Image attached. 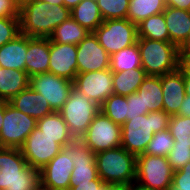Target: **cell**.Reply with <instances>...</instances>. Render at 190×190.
<instances>
[{
	"label": "cell",
	"mask_w": 190,
	"mask_h": 190,
	"mask_svg": "<svg viewBox=\"0 0 190 190\" xmlns=\"http://www.w3.org/2000/svg\"><path fill=\"white\" fill-rule=\"evenodd\" d=\"M70 17L71 10L63 4L30 1L20 6V33L31 38H49L54 29Z\"/></svg>",
	"instance_id": "obj_1"
},
{
	"label": "cell",
	"mask_w": 190,
	"mask_h": 190,
	"mask_svg": "<svg viewBox=\"0 0 190 190\" xmlns=\"http://www.w3.org/2000/svg\"><path fill=\"white\" fill-rule=\"evenodd\" d=\"M170 115L165 111L139 115L121 126V147L134 155L145 153L154 133L168 129Z\"/></svg>",
	"instance_id": "obj_2"
},
{
	"label": "cell",
	"mask_w": 190,
	"mask_h": 190,
	"mask_svg": "<svg viewBox=\"0 0 190 190\" xmlns=\"http://www.w3.org/2000/svg\"><path fill=\"white\" fill-rule=\"evenodd\" d=\"M40 170L27 164L20 148L0 149V190H37Z\"/></svg>",
	"instance_id": "obj_3"
},
{
	"label": "cell",
	"mask_w": 190,
	"mask_h": 190,
	"mask_svg": "<svg viewBox=\"0 0 190 190\" xmlns=\"http://www.w3.org/2000/svg\"><path fill=\"white\" fill-rule=\"evenodd\" d=\"M137 156L123 147L95 154L98 177L104 183L130 185L136 180Z\"/></svg>",
	"instance_id": "obj_4"
},
{
	"label": "cell",
	"mask_w": 190,
	"mask_h": 190,
	"mask_svg": "<svg viewBox=\"0 0 190 190\" xmlns=\"http://www.w3.org/2000/svg\"><path fill=\"white\" fill-rule=\"evenodd\" d=\"M142 68L147 75L162 76L179 68L180 50L169 41L138 38Z\"/></svg>",
	"instance_id": "obj_5"
},
{
	"label": "cell",
	"mask_w": 190,
	"mask_h": 190,
	"mask_svg": "<svg viewBox=\"0 0 190 190\" xmlns=\"http://www.w3.org/2000/svg\"><path fill=\"white\" fill-rule=\"evenodd\" d=\"M74 139L80 140L94 117L100 112V106L81 94L74 87L59 111Z\"/></svg>",
	"instance_id": "obj_6"
},
{
	"label": "cell",
	"mask_w": 190,
	"mask_h": 190,
	"mask_svg": "<svg viewBox=\"0 0 190 190\" xmlns=\"http://www.w3.org/2000/svg\"><path fill=\"white\" fill-rule=\"evenodd\" d=\"M93 33L109 55L138 41L137 25L127 18L104 20Z\"/></svg>",
	"instance_id": "obj_7"
},
{
	"label": "cell",
	"mask_w": 190,
	"mask_h": 190,
	"mask_svg": "<svg viewBox=\"0 0 190 190\" xmlns=\"http://www.w3.org/2000/svg\"><path fill=\"white\" fill-rule=\"evenodd\" d=\"M174 170L167 157L140 154L136 158V182L151 189L169 190Z\"/></svg>",
	"instance_id": "obj_8"
},
{
	"label": "cell",
	"mask_w": 190,
	"mask_h": 190,
	"mask_svg": "<svg viewBox=\"0 0 190 190\" xmlns=\"http://www.w3.org/2000/svg\"><path fill=\"white\" fill-rule=\"evenodd\" d=\"M94 154L121 147V125L114 123L101 111L94 117L80 139Z\"/></svg>",
	"instance_id": "obj_9"
},
{
	"label": "cell",
	"mask_w": 190,
	"mask_h": 190,
	"mask_svg": "<svg viewBox=\"0 0 190 190\" xmlns=\"http://www.w3.org/2000/svg\"><path fill=\"white\" fill-rule=\"evenodd\" d=\"M36 125L35 118L16 110L9 102L5 101L3 124L0 131L3 147L20 148Z\"/></svg>",
	"instance_id": "obj_10"
},
{
	"label": "cell",
	"mask_w": 190,
	"mask_h": 190,
	"mask_svg": "<svg viewBox=\"0 0 190 190\" xmlns=\"http://www.w3.org/2000/svg\"><path fill=\"white\" fill-rule=\"evenodd\" d=\"M59 138H52L35 127L20 147L27 164L41 170L60 151Z\"/></svg>",
	"instance_id": "obj_11"
},
{
	"label": "cell",
	"mask_w": 190,
	"mask_h": 190,
	"mask_svg": "<svg viewBox=\"0 0 190 190\" xmlns=\"http://www.w3.org/2000/svg\"><path fill=\"white\" fill-rule=\"evenodd\" d=\"M29 86L43 95L53 111L59 112L67 101L74 84L66 78L46 72L31 76Z\"/></svg>",
	"instance_id": "obj_12"
},
{
	"label": "cell",
	"mask_w": 190,
	"mask_h": 190,
	"mask_svg": "<svg viewBox=\"0 0 190 190\" xmlns=\"http://www.w3.org/2000/svg\"><path fill=\"white\" fill-rule=\"evenodd\" d=\"M74 88L101 106L113 94V72L108 68L102 71L77 73Z\"/></svg>",
	"instance_id": "obj_13"
},
{
	"label": "cell",
	"mask_w": 190,
	"mask_h": 190,
	"mask_svg": "<svg viewBox=\"0 0 190 190\" xmlns=\"http://www.w3.org/2000/svg\"><path fill=\"white\" fill-rule=\"evenodd\" d=\"M66 157L72 158L74 164L70 187L98 177L95 154L81 140L75 139L66 145Z\"/></svg>",
	"instance_id": "obj_14"
},
{
	"label": "cell",
	"mask_w": 190,
	"mask_h": 190,
	"mask_svg": "<svg viewBox=\"0 0 190 190\" xmlns=\"http://www.w3.org/2000/svg\"><path fill=\"white\" fill-rule=\"evenodd\" d=\"M72 158L66 157V146L40 170V186L48 190H69Z\"/></svg>",
	"instance_id": "obj_15"
},
{
	"label": "cell",
	"mask_w": 190,
	"mask_h": 190,
	"mask_svg": "<svg viewBox=\"0 0 190 190\" xmlns=\"http://www.w3.org/2000/svg\"><path fill=\"white\" fill-rule=\"evenodd\" d=\"M77 73L102 71L110 68V55L99 44L97 37L90 32L77 45Z\"/></svg>",
	"instance_id": "obj_16"
},
{
	"label": "cell",
	"mask_w": 190,
	"mask_h": 190,
	"mask_svg": "<svg viewBox=\"0 0 190 190\" xmlns=\"http://www.w3.org/2000/svg\"><path fill=\"white\" fill-rule=\"evenodd\" d=\"M77 46L73 44H60L50 41L49 71L74 81L77 75Z\"/></svg>",
	"instance_id": "obj_17"
},
{
	"label": "cell",
	"mask_w": 190,
	"mask_h": 190,
	"mask_svg": "<svg viewBox=\"0 0 190 190\" xmlns=\"http://www.w3.org/2000/svg\"><path fill=\"white\" fill-rule=\"evenodd\" d=\"M163 111L176 115L185 97L184 73L178 68L176 71L161 76Z\"/></svg>",
	"instance_id": "obj_18"
},
{
	"label": "cell",
	"mask_w": 190,
	"mask_h": 190,
	"mask_svg": "<svg viewBox=\"0 0 190 190\" xmlns=\"http://www.w3.org/2000/svg\"><path fill=\"white\" fill-rule=\"evenodd\" d=\"M25 71L29 77L49 71L50 39L27 36Z\"/></svg>",
	"instance_id": "obj_19"
},
{
	"label": "cell",
	"mask_w": 190,
	"mask_h": 190,
	"mask_svg": "<svg viewBox=\"0 0 190 190\" xmlns=\"http://www.w3.org/2000/svg\"><path fill=\"white\" fill-rule=\"evenodd\" d=\"M8 102L16 110L21 111L36 120L54 112L51 109L49 102L43 98V95L34 91L30 86L19 92Z\"/></svg>",
	"instance_id": "obj_20"
},
{
	"label": "cell",
	"mask_w": 190,
	"mask_h": 190,
	"mask_svg": "<svg viewBox=\"0 0 190 190\" xmlns=\"http://www.w3.org/2000/svg\"><path fill=\"white\" fill-rule=\"evenodd\" d=\"M163 14L169 32V42L180 48L190 32V11L166 6Z\"/></svg>",
	"instance_id": "obj_21"
},
{
	"label": "cell",
	"mask_w": 190,
	"mask_h": 190,
	"mask_svg": "<svg viewBox=\"0 0 190 190\" xmlns=\"http://www.w3.org/2000/svg\"><path fill=\"white\" fill-rule=\"evenodd\" d=\"M26 53L27 35L20 33L13 40L0 47V66L25 71Z\"/></svg>",
	"instance_id": "obj_22"
},
{
	"label": "cell",
	"mask_w": 190,
	"mask_h": 190,
	"mask_svg": "<svg viewBox=\"0 0 190 190\" xmlns=\"http://www.w3.org/2000/svg\"><path fill=\"white\" fill-rule=\"evenodd\" d=\"M29 82L30 77L26 71L0 67V100L10 101L28 88Z\"/></svg>",
	"instance_id": "obj_23"
},
{
	"label": "cell",
	"mask_w": 190,
	"mask_h": 190,
	"mask_svg": "<svg viewBox=\"0 0 190 190\" xmlns=\"http://www.w3.org/2000/svg\"><path fill=\"white\" fill-rule=\"evenodd\" d=\"M36 127L49 137L59 138V145L61 147H65L75 140L60 112L54 111L38 119Z\"/></svg>",
	"instance_id": "obj_24"
},
{
	"label": "cell",
	"mask_w": 190,
	"mask_h": 190,
	"mask_svg": "<svg viewBox=\"0 0 190 190\" xmlns=\"http://www.w3.org/2000/svg\"><path fill=\"white\" fill-rule=\"evenodd\" d=\"M137 93L141 95L144 109L149 112L163 111L161 76L147 75Z\"/></svg>",
	"instance_id": "obj_25"
},
{
	"label": "cell",
	"mask_w": 190,
	"mask_h": 190,
	"mask_svg": "<svg viewBox=\"0 0 190 190\" xmlns=\"http://www.w3.org/2000/svg\"><path fill=\"white\" fill-rule=\"evenodd\" d=\"M147 74L143 68L113 72V94L129 96L137 92Z\"/></svg>",
	"instance_id": "obj_26"
},
{
	"label": "cell",
	"mask_w": 190,
	"mask_h": 190,
	"mask_svg": "<svg viewBox=\"0 0 190 190\" xmlns=\"http://www.w3.org/2000/svg\"><path fill=\"white\" fill-rule=\"evenodd\" d=\"M71 17L90 32L104 21L96 0H82L71 10Z\"/></svg>",
	"instance_id": "obj_27"
},
{
	"label": "cell",
	"mask_w": 190,
	"mask_h": 190,
	"mask_svg": "<svg viewBox=\"0 0 190 190\" xmlns=\"http://www.w3.org/2000/svg\"><path fill=\"white\" fill-rule=\"evenodd\" d=\"M89 33L90 31L70 17L54 29L49 39L56 43L77 46Z\"/></svg>",
	"instance_id": "obj_28"
},
{
	"label": "cell",
	"mask_w": 190,
	"mask_h": 190,
	"mask_svg": "<svg viewBox=\"0 0 190 190\" xmlns=\"http://www.w3.org/2000/svg\"><path fill=\"white\" fill-rule=\"evenodd\" d=\"M138 38L169 41V32L163 12L151 15L137 24Z\"/></svg>",
	"instance_id": "obj_29"
},
{
	"label": "cell",
	"mask_w": 190,
	"mask_h": 190,
	"mask_svg": "<svg viewBox=\"0 0 190 190\" xmlns=\"http://www.w3.org/2000/svg\"><path fill=\"white\" fill-rule=\"evenodd\" d=\"M165 8V0H130L127 19L137 25L151 15L162 13Z\"/></svg>",
	"instance_id": "obj_30"
},
{
	"label": "cell",
	"mask_w": 190,
	"mask_h": 190,
	"mask_svg": "<svg viewBox=\"0 0 190 190\" xmlns=\"http://www.w3.org/2000/svg\"><path fill=\"white\" fill-rule=\"evenodd\" d=\"M134 68H142L138 43L110 55L109 69L112 72H122Z\"/></svg>",
	"instance_id": "obj_31"
},
{
	"label": "cell",
	"mask_w": 190,
	"mask_h": 190,
	"mask_svg": "<svg viewBox=\"0 0 190 190\" xmlns=\"http://www.w3.org/2000/svg\"><path fill=\"white\" fill-rule=\"evenodd\" d=\"M100 111L122 126L127 120V96L112 94L100 106Z\"/></svg>",
	"instance_id": "obj_32"
},
{
	"label": "cell",
	"mask_w": 190,
	"mask_h": 190,
	"mask_svg": "<svg viewBox=\"0 0 190 190\" xmlns=\"http://www.w3.org/2000/svg\"><path fill=\"white\" fill-rule=\"evenodd\" d=\"M174 143L169 129L154 133L144 154L167 157Z\"/></svg>",
	"instance_id": "obj_33"
},
{
	"label": "cell",
	"mask_w": 190,
	"mask_h": 190,
	"mask_svg": "<svg viewBox=\"0 0 190 190\" xmlns=\"http://www.w3.org/2000/svg\"><path fill=\"white\" fill-rule=\"evenodd\" d=\"M103 20L127 18L130 0H96Z\"/></svg>",
	"instance_id": "obj_34"
},
{
	"label": "cell",
	"mask_w": 190,
	"mask_h": 190,
	"mask_svg": "<svg viewBox=\"0 0 190 190\" xmlns=\"http://www.w3.org/2000/svg\"><path fill=\"white\" fill-rule=\"evenodd\" d=\"M167 159L174 171L180 170L190 162V141H175Z\"/></svg>",
	"instance_id": "obj_35"
},
{
	"label": "cell",
	"mask_w": 190,
	"mask_h": 190,
	"mask_svg": "<svg viewBox=\"0 0 190 190\" xmlns=\"http://www.w3.org/2000/svg\"><path fill=\"white\" fill-rule=\"evenodd\" d=\"M168 129L174 141H190V117L171 115Z\"/></svg>",
	"instance_id": "obj_36"
},
{
	"label": "cell",
	"mask_w": 190,
	"mask_h": 190,
	"mask_svg": "<svg viewBox=\"0 0 190 190\" xmlns=\"http://www.w3.org/2000/svg\"><path fill=\"white\" fill-rule=\"evenodd\" d=\"M20 34L19 17L0 18V47Z\"/></svg>",
	"instance_id": "obj_37"
},
{
	"label": "cell",
	"mask_w": 190,
	"mask_h": 190,
	"mask_svg": "<svg viewBox=\"0 0 190 190\" xmlns=\"http://www.w3.org/2000/svg\"><path fill=\"white\" fill-rule=\"evenodd\" d=\"M169 190H190V162L174 171Z\"/></svg>",
	"instance_id": "obj_38"
},
{
	"label": "cell",
	"mask_w": 190,
	"mask_h": 190,
	"mask_svg": "<svg viewBox=\"0 0 190 190\" xmlns=\"http://www.w3.org/2000/svg\"><path fill=\"white\" fill-rule=\"evenodd\" d=\"M148 109L143 108L141 95L134 92L127 96V120H131L139 115L148 114Z\"/></svg>",
	"instance_id": "obj_39"
},
{
	"label": "cell",
	"mask_w": 190,
	"mask_h": 190,
	"mask_svg": "<svg viewBox=\"0 0 190 190\" xmlns=\"http://www.w3.org/2000/svg\"><path fill=\"white\" fill-rule=\"evenodd\" d=\"M19 11L17 0H0V18L19 17Z\"/></svg>",
	"instance_id": "obj_40"
},
{
	"label": "cell",
	"mask_w": 190,
	"mask_h": 190,
	"mask_svg": "<svg viewBox=\"0 0 190 190\" xmlns=\"http://www.w3.org/2000/svg\"><path fill=\"white\" fill-rule=\"evenodd\" d=\"M180 60L179 68L184 74L190 75V48H179Z\"/></svg>",
	"instance_id": "obj_41"
},
{
	"label": "cell",
	"mask_w": 190,
	"mask_h": 190,
	"mask_svg": "<svg viewBox=\"0 0 190 190\" xmlns=\"http://www.w3.org/2000/svg\"><path fill=\"white\" fill-rule=\"evenodd\" d=\"M104 185V182L97 177L95 180L78 183L69 188V190H99Z\"/></svg>",
	"instance_id": "obj_42"
},
{
	"label": "cell",
	"mask_w": 190,
	"mask_h": 190,
	"mask_svg": "<svg viewBox=\"0 0 190 190\" xmlns=\"http://www.w3.org/2000/svg\"><path fill=\"white\" fill-rule=\"evenodd\" d=\"M167 7L190 11V0H165Z\"/></svg>",
	"instance_id": "obj_43"
},
{
	"label": "cell",
	"mask_w": 190,
	"mask_h": 190,
	"mask_svg": "<svg viewBox=\"0 0 190 190\" xmlns=\"http://www.w3.org/2000/svg\"><path fill=\"white\" fill-rule=\"evenodd\" d=\"M176 115L190 117V95H185L179 112Z\"/></svg>",
	"instance_id": "obj_44"
},
{
	"label": "cell",
	"mask_w": 190,
	"mask_h": 190,
	"mask_svg": "<svg viewBox=\"0 0 190 190\" xmlns=\"http://www.w3.org/2000/svg\"><path fill=\"white\" fill-rule=\"evenodd\" d=\"M99 190H129V185L104 183V185Z\"/></svg>",
	"instance_id": "obj_45"
},
{
	"label": "cell",
	"mask_w": 190,
	"mask_h": 190,
	"mask_svg": "<svg viewBox=\"0 0 190 190\" xmlns=\"http://www.w3.org/2000/svg\"><path fill=\"white\" fill-rule=\"evenodd\" d=\"M129 190H156V189H151L135 181L129 185Z\"/></svg>",
	"instance_id": "obj_46"
},
{
	"label": "cell",
	"mask_w": 190,
	"mask_h": 190,
	"mask_svg": "<svg viewBox=\"0 0 190 190\" xmlns=\"http://www.w3.org/2000/svg\"><path fill=\"white\" fill-rule=\"evenodd\" d=\"M82 0H63V5L66 8L72 10L76 5H78Z\"/></svg>",
	"instance_id": "obj_47"
},
{
	"label": "cell",
	"mask_w": 190,
	"mask_h": 190,
	"mask_svg": "<svg viewBox=\"0 0 190 190\" xmlns=\"http://www.w3.org/2000/svg\"><path fill=\"white\" fill-rule=\"evenodd\" d=\"M185 94L190 95V75L184 74Z\"/></svg>",
	"instance_id": "obj_48"
},
{
	"label": "cell",
	"mask_w": 190,
	"mask_h": 190,
	"mask_svg": "<svg viewBox=\"0 0 190 190\" xmlns=\"http://www.w3.org/2000/svg\"><path fill=\"white\" fill-rule=\"evenodd\" d=\"M4 111H5V101L0 100V131L3 124Z\"/></svg>",
	"instance_id": "obj_49"
},
{
	"label": "cell",
	"mask_w": 190,
	"mask_h": 190,
	"mask_svg": "<svg viewBox=\"0 0 190 190\" xmlns=\"http://www.w3.org/2000/svg\"><path fill=\"white\" fill-rule=\"evenodd\" d=\"M46 3H51L53 5H60L63 4V0H40Z\"/></svg>",
	"instance_id": "obj_50"
},
{
	"label": "cell",
	"mask_w": 190,
	"mask_h": 190,
	"mask_svg": "<svg viewBox=\"0 0 190 190\" xmlns=\"http://www.w3.org/2000/svg\"><path fill=\"white\" fill-rule=\"evenodd\" d=\"M180 48H190V32L188 34L186 42Z\"/></svg>",
	"instance_id": "obj_51"
},
{
	"label": "cell",
	"mask_w": 190,
	"mask_h": 190,
	"mask_svg": "<svg viewBox=\"0 0 190 190\" xmlns=\"http://www.w3.org/2000/svg\"><path fill=\"white\" fill-rule=\"evenodd\" d=\"M30 1H35V0H17L19 6H22V5H24L25 3L30 2Z\"/></svg>",
	"instance_id": "obj_52"
},
{
	"label": "cell",
	"mask_w": 190,
	"mask_h": 190,
	"mask_svg": "<svg viewBox=\"0 0 190 190\" xmlns=\"http://www.w3.org/2000/svg\"><path fill=\"white\" fill-rule=\"evenodd\" d=\"M37 190H48V189H45V188L40 186Z\"/></svg>",
	"instance_id": "obj_53"
},
{
	"label": "cell",
	"mask_w": 190,
	"mask_h": 190,
	"mask_svg": "<svg viewBox=\"0 0 190 190\" xmlns=\"http://www.w3.org/2000/svg\"><path fill=\"white\" fill-rule=\"evenodd\" d=\"M4 147H3V145H2V143H1V140H0V149H3Z\"/></svg>",
	"instance_id": "obj_54"
}]
</instances>
